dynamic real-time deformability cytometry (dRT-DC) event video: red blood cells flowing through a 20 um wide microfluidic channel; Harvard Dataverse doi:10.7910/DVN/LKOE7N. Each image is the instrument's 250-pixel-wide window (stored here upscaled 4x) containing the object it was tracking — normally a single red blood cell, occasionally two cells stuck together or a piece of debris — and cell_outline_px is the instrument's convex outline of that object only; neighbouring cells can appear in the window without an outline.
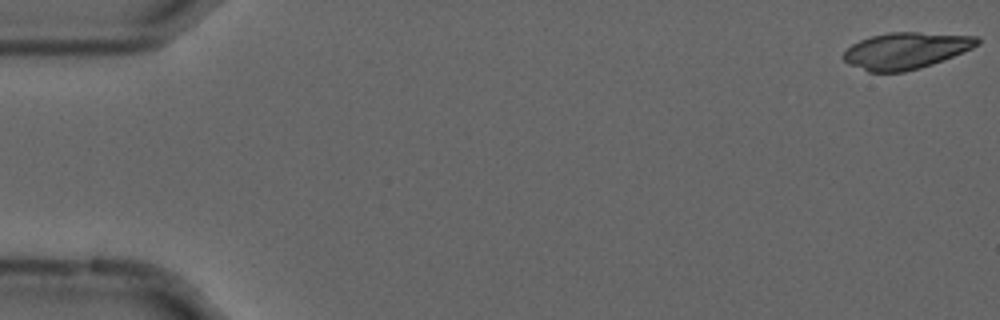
{"species": "common noctule bat (a hibernating species)", "species_latin": "Nyctalus noctula", "temperature_condition": "cold", "stored_images_in_passage": 55, "camera_frame_rate_fps": 3000, "um_per_image_px": 0.085, "animal": {"sex": "male", "forearm_length_mm": 52.5}, "frame": {"image": 1, "passage_image": 1, "time_ms": 0.0, "image_size_px": [1000, 320], "cell_outline_px": [[980, 40], [976, 44], [952, 56], [916, 68], [900, 72], [868, 72], [844, 60], [844, 52], [852, 44], [860, 40], [872, 36], [892, 32], [916, 32], [976, 36]], "centroid_in_image_um": [76.94, 4.29], "position_along_channel_um": 8.1, "area_um2": 27.4}}
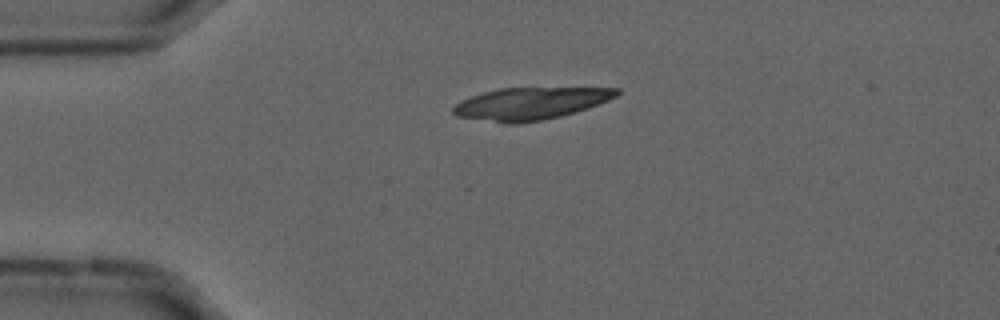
{"frame": {"image": 2, "passage_image": 13, "time_ms": 4.0, "image_size_px": [1000, 320], "cell_outline_px": [[620, 92], [616, 96], [596, 104], [560, 116], [540, 120], [496, 120], [460, 116], [452, 112], [452, 108], [456, 104], [472, 96], [484, 92], [500, 88], [620, 88]], "centroid_in_image_um": [45.14, 8.74], "position_along_channel_um": 39.9, "area_um2": 28.78}}